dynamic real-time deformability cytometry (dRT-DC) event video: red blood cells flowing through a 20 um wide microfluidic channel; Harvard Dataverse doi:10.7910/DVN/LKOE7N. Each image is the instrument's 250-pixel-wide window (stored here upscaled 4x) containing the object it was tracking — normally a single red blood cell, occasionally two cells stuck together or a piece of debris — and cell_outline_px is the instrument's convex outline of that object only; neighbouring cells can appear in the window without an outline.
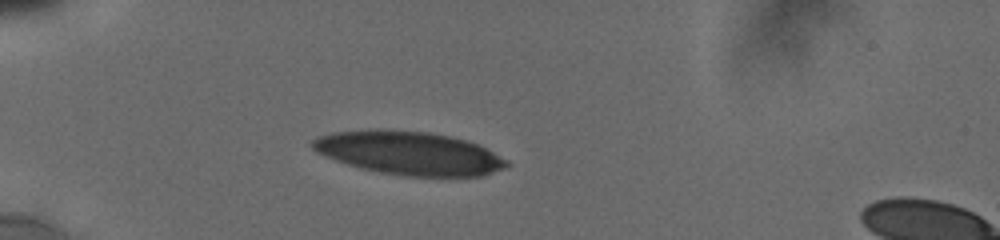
{"species": "human", "species_latin": "Homo sapiens", "temperature_condition": "cold", "stored_images_in_passage": 18, "camera_frame_rate_fps": 3000, "um_per_image_px": 0.085, "donor": {"sex": "male"}, "frame": {"image": 1, "passage_image": 1, "time_ms": 0.0, "image_size_px": [1000, 240], "cell_outline_px": [[508, 164], [504, 168], [484, 176], [404, 176], [380, 172], [348, 164], [336, 160], [312, 148], [312, 140], [320, 136], [332, 132], [372, 128], [384, 128], [428, 132], [448, 136], [464, 140], [476, 144], [508, 160]], "centroid_in_image_um": [34.76, 12.99], "position_along_channel_um": 50.2, "area_um2": 48.78}}
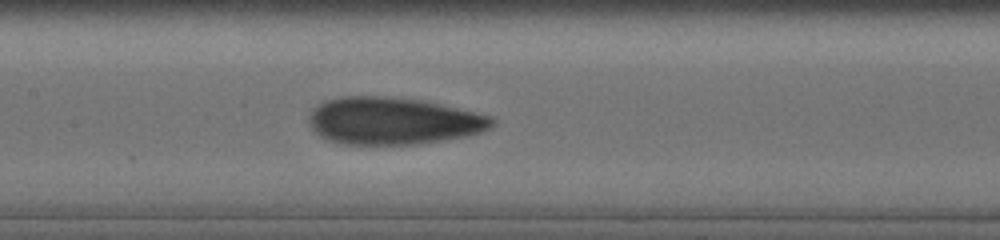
{"frame": {"image": 2, "passage_image": 10, "time_ms": 4.0, "image_size_px": [1000, 240], "cell_outline_px": [[496, 124], [480, 132], [464, 136], [444, 140], [416, 144], [344, 144], [328, 140], [320, 136], [308, 124], [308, 116], [312, 108], [316, 104], [324, 100], [340, 96], [384, 96], [420, 100], [492, 116], [496, 120]], "centroid_in_image_um": [33.35, 10.27], "position_along_channel_um": 174.0, "area_um2": 50.4}}
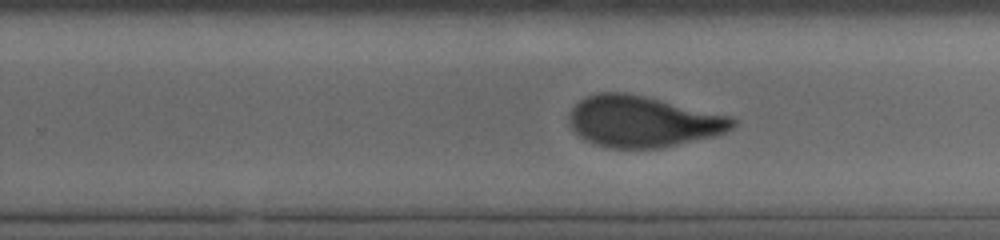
{"frame": {"image": 3, "passage_image": 17, "time_ms": 6.667, "image_size_px": [1000, 240], "cell_outline_px": [[736, 124], [732, 128], [716, 136], [664, 148], [608, 148], [592, 144], [580, 136], [572, 128], [568, 120], [568, 116], [572, 108], [580, 100], [588, 96], [600, 92], [624, 92], [644, 96], [732, 116], [736, 120]], "centroid_in_image_um": [54.65, 10.34], "position_along_channel_um": 275.1, "area_um2": 48.96}}